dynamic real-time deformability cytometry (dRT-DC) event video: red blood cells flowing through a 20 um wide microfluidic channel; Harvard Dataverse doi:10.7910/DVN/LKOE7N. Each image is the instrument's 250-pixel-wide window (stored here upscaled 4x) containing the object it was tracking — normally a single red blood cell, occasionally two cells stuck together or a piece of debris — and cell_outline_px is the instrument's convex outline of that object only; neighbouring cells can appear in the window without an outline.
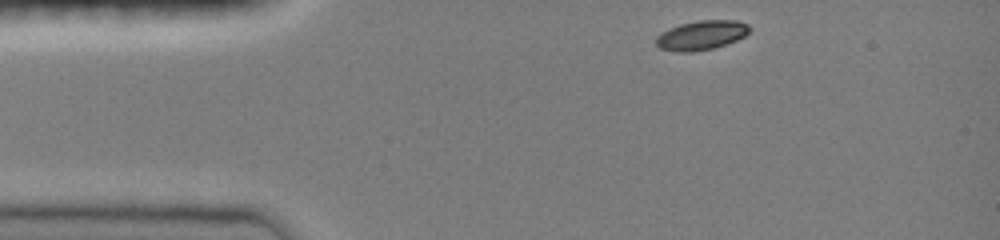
{"species": "common noctule bat (a hibernating species)", "species_latin": "Nyctalus noctula", "temperature_condition": "room temperature", "stored_images_in_passage": 12, "camera_frame_rate_fps": 3000, "um_per_image_px": 0.085, "animal": {"sex": "female", "body_mass_g": 19.0, "forearm_length_mm": 51.5}, "frame": {"image": 1, "passage_image": 1, "time_ms": 0.0, "image_size_px": [1000, 240], "cell_outline_px": [[752, 28], [744, 36], [736, 40], [716, 48], [692, 52], [676, 52], [660, 48], [656, 44], [656, 36], [668, 28], [680, 24], [700, 20], [736, 20], [748, 24]], "centroid_in_image_um": [59.62, 3.0], "position_along_channel_um": 25.4, "area_um2": 16.13}}
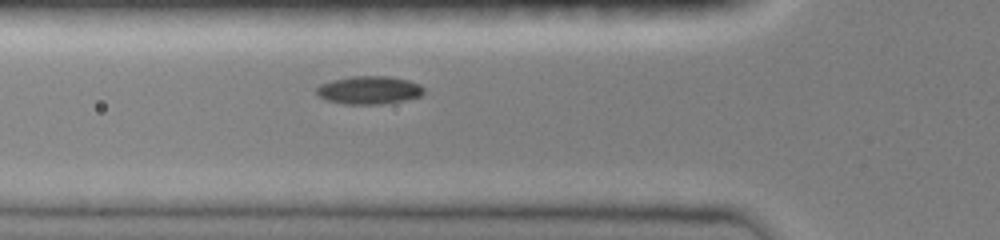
{"frame": {"image": 2, "passage_image": 9, "time_ms": 2.667, "image_size_px": [1000, 240], "cell_outline_px": [[424, 92], [420, 96], [404, 100], [380, 104], [344, 104], [324, 100], [316, 92], [316, 88], [320, 84], [332, 80], [352, 76], [384, 76], [408, 80], [420, 84], [424, 88]], "centroid_in_image_um": [31.35, 7.66], "position_along_channel_um": 94.4, "area_um2": 17.51}}
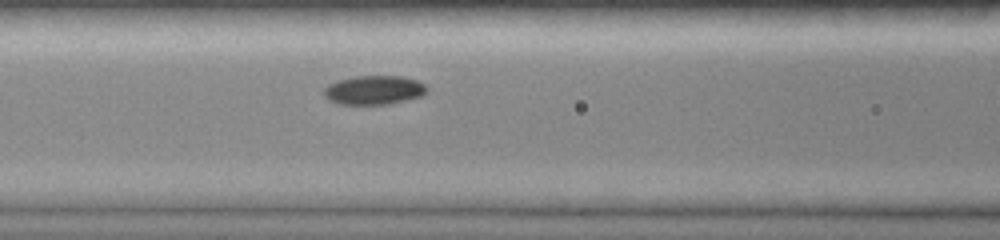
{"frame": {"image": 3, "passage_image": 12, "time_ms": 3.667, "image_size_px": [1000, 240], "cell_outline_px": [[428, 92], [424, 96], [388, 104], [340, 104], [328, 100], [324, 96], [324, 88], [328, 84], [336, 80], [356, 76], [400, 76], [416, 80], [424, 84], [428, 88]], "centroid_in_image_um": [31.8, 7.65], "position_along_channel_um": 134.8, "area_um2": 17.57}}